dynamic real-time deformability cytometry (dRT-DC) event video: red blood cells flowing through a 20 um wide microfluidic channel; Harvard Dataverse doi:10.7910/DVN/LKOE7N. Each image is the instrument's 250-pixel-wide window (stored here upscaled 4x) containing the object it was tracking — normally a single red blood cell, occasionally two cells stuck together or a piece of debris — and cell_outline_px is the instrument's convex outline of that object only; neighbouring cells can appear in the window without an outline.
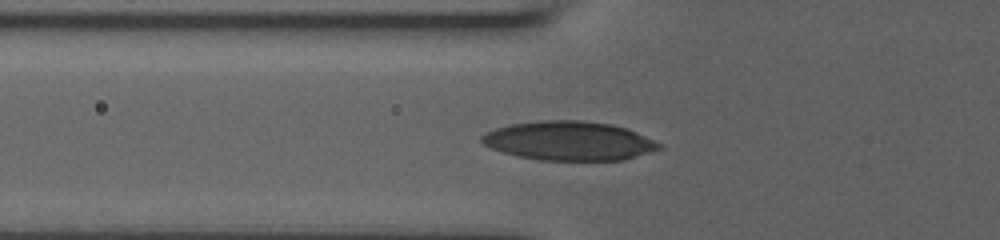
{"species": "human", "species_latin": "Homo sapiens", "temperature_condition": "room temperature", "stored_images_in_passage": 23, "camera_frame_rate_fps": 3000, "um_per_image_px": 0.085, "donor": {"sex": "male"}, "frame": {"image": 1, "passage_image": 2, "time_ms": 0.333, "image_size_px": [1000, 240], "cell_outline_px": [[664, 148], [624, 160], [540, 160], [520, 156], [504, 152], [492, 148], [484, 144], [480, 140], [480, 136], [496, 128], [512, 124], [540, 120], [580, 120], [612, 124], [636, 132], [664, 144]], "centroid_in_image_um": [48.42, 11.97], "position_along_channel_um": 77.4, "area_um2": 40.29}}
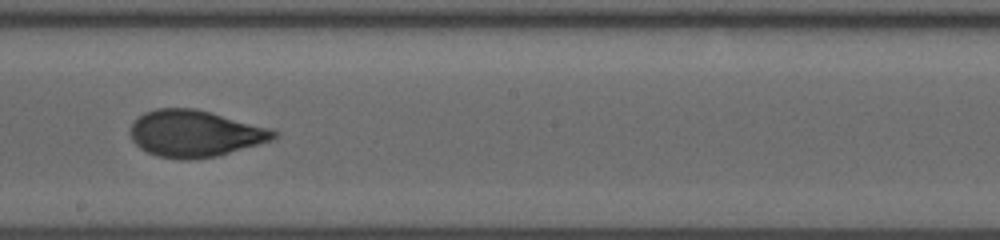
{"frame": {"image": 2, "passage_image": 10, "time_ms": 4.333, "image_size_px": [1000, 240], "cell_outline_px": [[280, 132], [272, 140], [216, 156], [188, 160], [180, 160], [156, 156], [140, 148], [132, 140], [128, 132], [132, 120], [144, 112], [156, 108], [196, 108], [272, 128]], "centroid_in_image_um": [16.53, 11.34], "position_along_channel_um": 231.7, "area_um2": 39.42}}
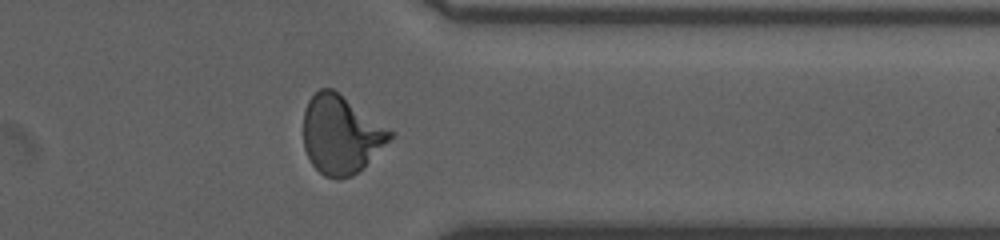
{"frame": {"image": 3, "passage_image": 17, "time_ms": 8.333, "image_size_px": [1000, 240], "cell_outline_px": [[396, 132], [352, 176], [336, 180], [324, 176], [312, 164], [304, 148], [304, 112], [308, 100], [320, 88], [332, 88]], "centroid_in_image_um": [28.95, 11.42], "position_along_channel_um": 382.4, "area_um2": 39.02}, "authors_computed_cell_mechanics": {"area_um2": 38.6104, "velocity_mm_per_s": 3.8494, "shape_relaxation_time_tau1_ms": 6.4894, "shape_relaxation_time_tau2_ms": 0.7399, "deformation_change_tau1": 0.2078, "deformation_change_tau2": 0.0599}}